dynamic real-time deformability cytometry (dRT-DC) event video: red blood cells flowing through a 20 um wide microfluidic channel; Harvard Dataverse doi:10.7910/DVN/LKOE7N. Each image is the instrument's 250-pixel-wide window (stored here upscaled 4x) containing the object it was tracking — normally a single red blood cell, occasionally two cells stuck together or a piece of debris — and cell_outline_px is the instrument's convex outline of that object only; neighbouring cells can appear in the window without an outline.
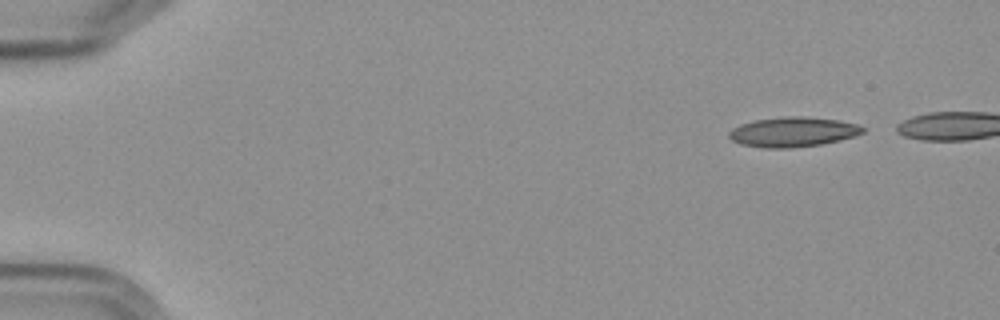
{"species": "Egyptian fruit bat (a non-hibernating species)", "species_latin": "Rousettus aegyptiacus", "temperature_condition": "cold", "stored_images_in_passage": 8, "camera_frame_rate_fps": 3000, "um_per_image_px": 0.085, "frame": {"image": 1, "passage_image": 1, "time_ms": 0.0, "image_size_px": [1000, 320], "cell_outline_px": [[864, 132], [852, 136], [820, 144], [788, 148], [764, 148], [740, 144], [732, 140], [728, 136], [728, 132], [732, 128], [740, 124], [752, 120], [784, 116], [804, 116], [840, 120], [856, 124], [864, 128]], "centroid_in_image_um": [67.33, 11.2], "position_along_channel_um": 17.7, "area_um2": 23.18}}
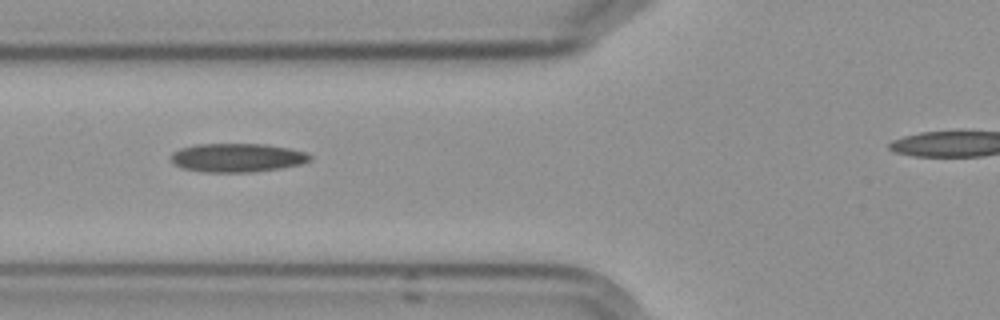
{"frame": {"image": 2, "passage_image": 6, "time_ms": 5.667, "image_size_px": [1000, 320], "cell_outline_px": [[312, 160], [300, 164], [280, 168], [256, 172], [204, 172], [184, 168], [176, 164], [172, 160], [172, 152], [180, 148], [196, 144], [264, 144], [288, 148], [304, 152], [312, 156]], "centroid_in_image_um": [20.18, 13.4], "position_along_channel_um": 105.6, "area_um2": 23.12}}
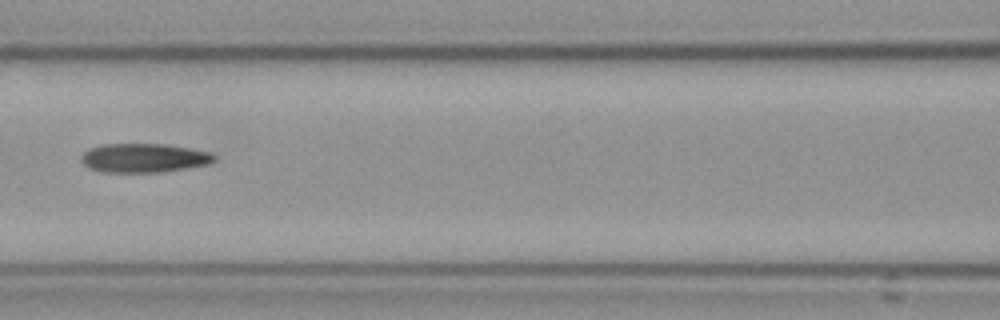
{"frame": {"image": 3, "passage_image": 7, "time_ms": 7.0, "image_size_px": [1000, 320], "cell_outline_px": [[216, 160], [208, 164], [160, 172], [100, 172], [88, 168], [80, 160], [80, 156], [88, 148], [104, 144], [164, 144], [192, 148], [212, 152], [216, 156]], "centroid_in_image_um": [12.22, 13.42], "position_along_channel_um": 154.4, "area_um2": 22.66}}